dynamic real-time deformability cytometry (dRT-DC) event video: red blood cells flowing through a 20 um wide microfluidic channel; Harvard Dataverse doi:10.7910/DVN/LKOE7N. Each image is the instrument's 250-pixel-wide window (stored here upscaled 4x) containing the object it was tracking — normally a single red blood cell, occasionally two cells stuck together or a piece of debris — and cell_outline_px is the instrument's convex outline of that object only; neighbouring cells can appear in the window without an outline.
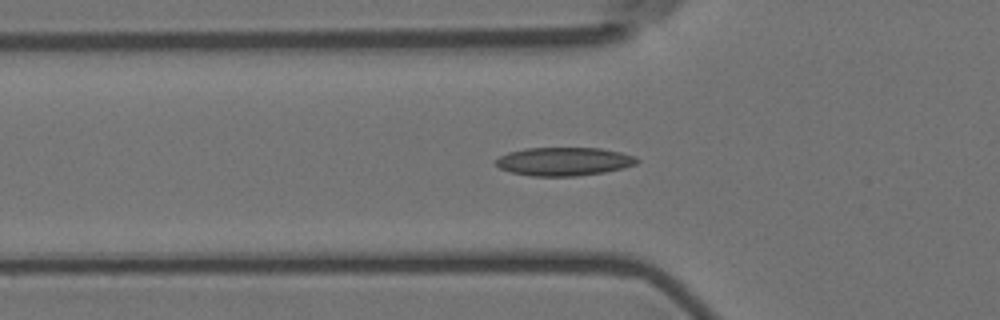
{"species": "Egyptian fruit bat (a non-hibernating species)", "species_latin": "Rousettus aegyptiacus", "temperature_condition": "room temperature", "stored_images_in_passage": 52, "camera_frame_rate_fps": 3000, "um_per_image_px": 0.085, "animal": {"sex": "female"}, "frame": {"image": 1, "passage_image": 19, "time_ms": 6.0, "image_size_px": [1000, 320], "cell_outline_px": [[640, 160], [636, 164], [624, 168], [604, 172], [576, 176], [532, 176], [512, 172], [500, 168], [492, 160], [508, 152], [524, 148], [600, 148], [620, 152], [636, 156]], "centroid_in_image_um": [47.93, 13.72], "position_along_channel_um": 77.9, "area_um2": 23.47}}
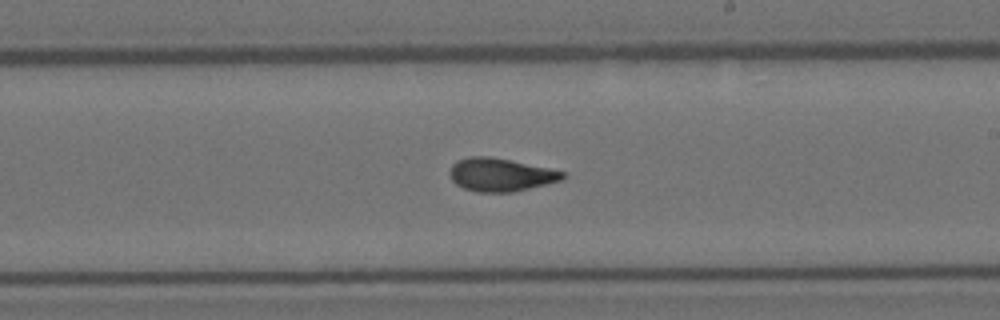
{"frame": {"image": 2, "passage_image": 33, "time_ms": 10.667, "image_size_px": [1000, 320], "cell_outline_px": [[568, 176], [564, 180], [512, 192], [476, 192], [464, 188], [456, 184], [452, 180], [448, 172], [452, 164], [456, 160], [468, 156], [488, 156], [548, 168], [564, 172]], "centroid_in_image_um": [42.53, 14.85], "position_along_channel_um": 246.5, "area_um2": 21.85}}
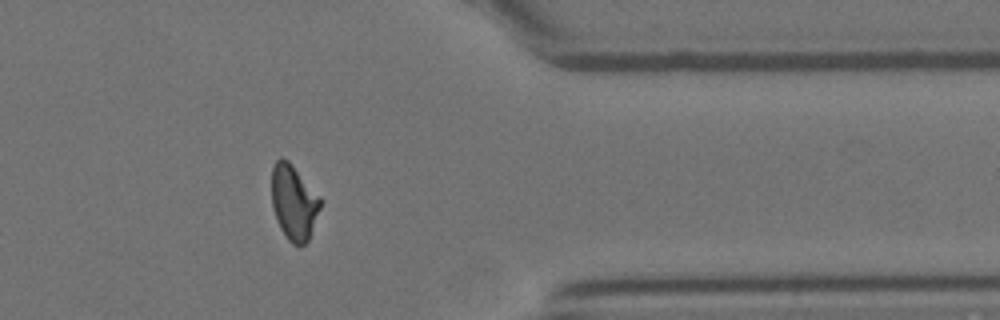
{"frame": {"image": 3, "passage_image": 46, "time_ms": 15.0, "image_size_px": [1000, 320], "cell_outline_px": [[320, 208], [308, 240], [304, 244], [292, 244], [288, 240], [280, 228], [276, 220], [272, 204], [272, 168], [276, 160], [280, 156], [288, 160], [320, 196]], "centroid_in_image_um": [24.95, 17.18], "position_along_channel_um": 386.4, "area_um2": 21.1}, "authors_computed_cell_mechanics": {"area_um2": 21.4438, "velocity_mm_per_s": 3.5986, "shape_relaxation_time_tau1_ms": null, "shape_relaxation_time_tau2_ms": 1.3916, "deformation_change_tau1": null, "deformation_change_tau2": 0.0689}}